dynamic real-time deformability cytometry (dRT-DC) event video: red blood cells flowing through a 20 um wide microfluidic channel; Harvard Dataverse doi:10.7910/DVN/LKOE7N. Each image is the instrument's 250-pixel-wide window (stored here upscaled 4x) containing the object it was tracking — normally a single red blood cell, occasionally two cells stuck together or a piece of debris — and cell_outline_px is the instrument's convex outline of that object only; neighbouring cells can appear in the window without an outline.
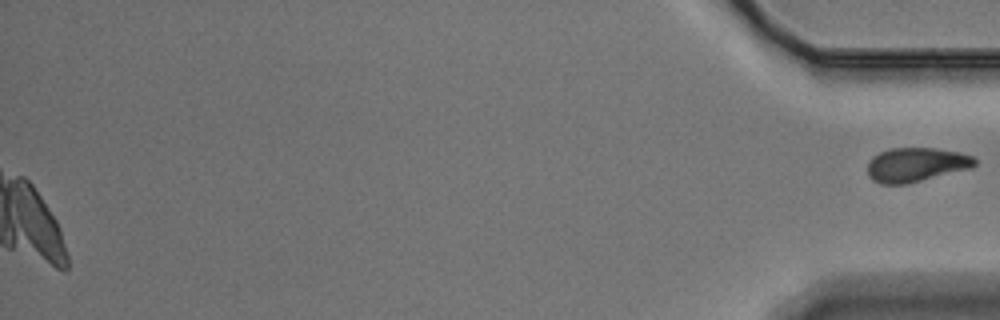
{"species": "Egyptian fruit bat (a non-hibernating species)", "species_latin": "Rousettus aegyptiacus", "temperature_condition": "warm", "stored_images_in_passage": 60, "camera_frame_rate_fps": 3000, "um_per_image_px": 0.085, "animal": {"sex": "male"}, "frame": {"image": 1, "passage_image": 60, "time_ms": 19.667, "image_size_px": [1000, 320], "cell_outline_px": [[976, 164], [972, 168], [904, 184], [880, 184], [872, 180], [868, 176], [868, 160], [872, 156], [880, 152], [892, 148], [936, 148], [960, 152], [972, 156], [976, 160]], "centroid_in_image_um": [77.85, 13.99], "position_along_channel_um": 357.4, "area_um2": 21.39}}